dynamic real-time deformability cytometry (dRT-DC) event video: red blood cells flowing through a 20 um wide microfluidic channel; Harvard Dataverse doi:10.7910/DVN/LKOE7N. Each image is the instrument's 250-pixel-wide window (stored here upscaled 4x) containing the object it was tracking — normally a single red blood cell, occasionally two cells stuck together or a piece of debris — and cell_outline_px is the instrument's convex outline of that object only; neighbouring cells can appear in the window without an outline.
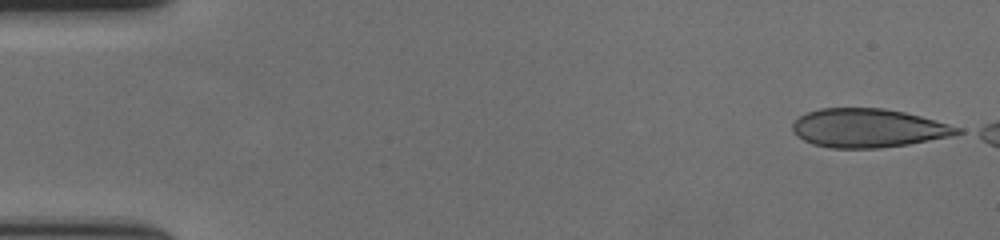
{"species": "human", "species_latin": "Homo sapiens", "temperature_condition": "cold", "stored_images_in_passage": 11, "camera_frame_rate_fps": 3000, "um_per_image_px": 0.085, "donor": {"sex": "female"}, "frame": {"image": 1, "passage_image": 1, "time_ms": 0.0, "image_size_px": [1000, 240], "cell_outline_px": [[964, 132], [952, 136], [908, 144], [880, 148], [832, 148], [812, 144], [804, 140], [792, 128], [792, 124], [800, 116], [808, 112], [820, 108], [884, 108], [904, 112], [920, 116], [964, 128]], "centroid_in_image_um": [73.85, 10.88], "position_along_channel_um": 11.2, "area_um2": 37.05}}